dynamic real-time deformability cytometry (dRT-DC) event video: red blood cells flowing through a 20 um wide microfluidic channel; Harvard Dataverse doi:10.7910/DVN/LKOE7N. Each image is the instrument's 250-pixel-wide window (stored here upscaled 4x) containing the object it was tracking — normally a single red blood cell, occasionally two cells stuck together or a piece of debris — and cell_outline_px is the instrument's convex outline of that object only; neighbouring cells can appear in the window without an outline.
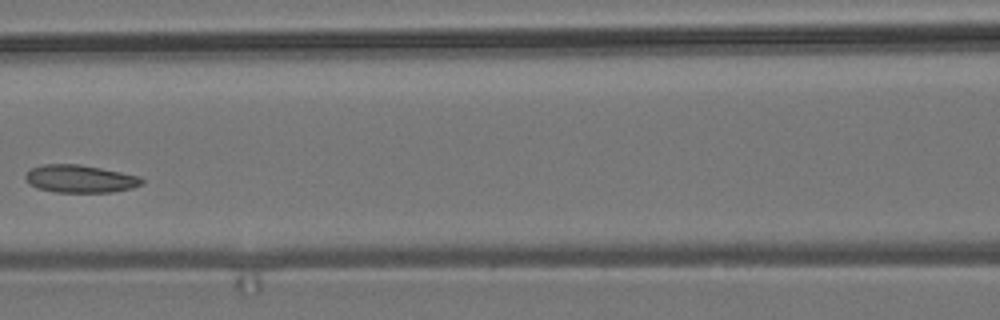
{"species": "common noctule bat (a hibernating species)", "species_latin": "Nyctalus noctula", "temperature_condition": "room temperature", "stored_images_in_passage": 6, "camera_frame_rate_fps": 3000, "um_per_image_px": 0.085, "animal": {"sex": "male", "body_mass_g": 19.2, "forearm_length_mm": 51.8}, "frame": {"image": 1, "passage_image": 5, "time_ms": 5.667, "image_size_px": [1000, 320], "cell_outline_px": [[144, 184], [132, 188], [112, 192], [56, 192], [36, 188], [28, 184], [24, 176], [32, 168], [44, 164], [76, 164], [100, 168], [140, 176], [144, 180]], "centroid_in_image_um": [6.81, 15.21], "position_along_channel_um": 159.8, "area_um2": 18.79}}
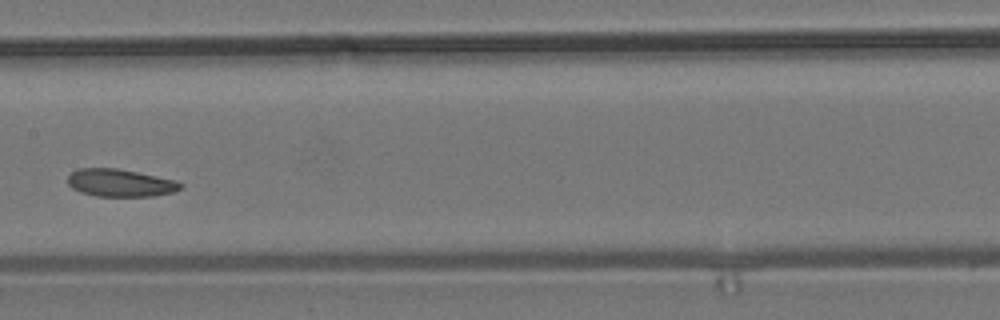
{"frame": {"image": 2, "passage_image": 6, "time_ms": 6.667, "image_size_px": [1000, 320], "cell_outline_px": [[184, 188], [176, 192], [156, 196], [96, 196], [80, 192], [72, 188], [68, 184], [68, 176], [76, 168], [116, 168], [176, 180], [184, 184]], "centroid_in_image_um": [10.26, 15.55], "position_along_channel_um": 197.1, "area_um2": 18.32}}